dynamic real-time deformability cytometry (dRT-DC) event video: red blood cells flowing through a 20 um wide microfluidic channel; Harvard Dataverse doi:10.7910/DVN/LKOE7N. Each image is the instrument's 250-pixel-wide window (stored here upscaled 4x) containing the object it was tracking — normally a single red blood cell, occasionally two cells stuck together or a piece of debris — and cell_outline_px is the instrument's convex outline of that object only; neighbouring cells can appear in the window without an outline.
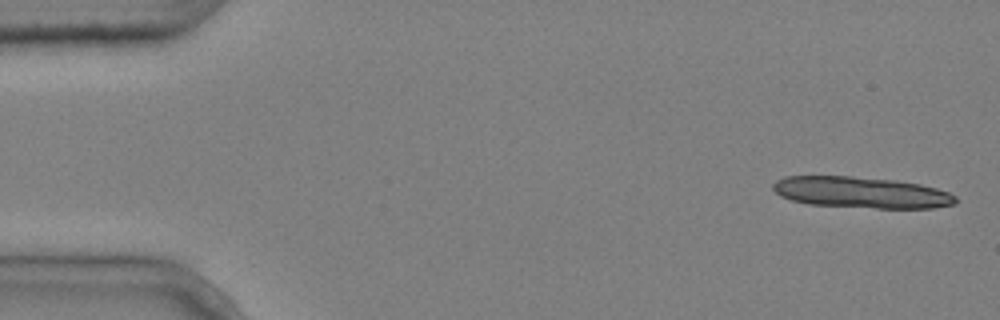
{"species": "common noctule bat (a hibernating species)", "species_latin": "Nyctalus noctula", "temperature_condition": "cold", "stored_images_in_passage": 5, "camera_frame_rate_fps": 3000, "um_per_image_px": 0.085, "animal": {"sex": "male", "body_mass_g": 20.4}, "frame": {"image": 1, "passage_image": 1, "time_ms": 0.0, "image_size_px": [1000, 320], "cell_outline_px": [[956, 204], [932, 208], [876, 208], [808, 204], [792, 200], [780, 196], [772, 188], [772, 184], [776, 180], [784, 176], [852, 176], [896, 180], [920, 184], [936, 188], [948, 192], [956, 196]], "centroid_in_image_um": [73.2, 16.35], "position_along_channel_um": 11.8, "area_um2": 33.35}}
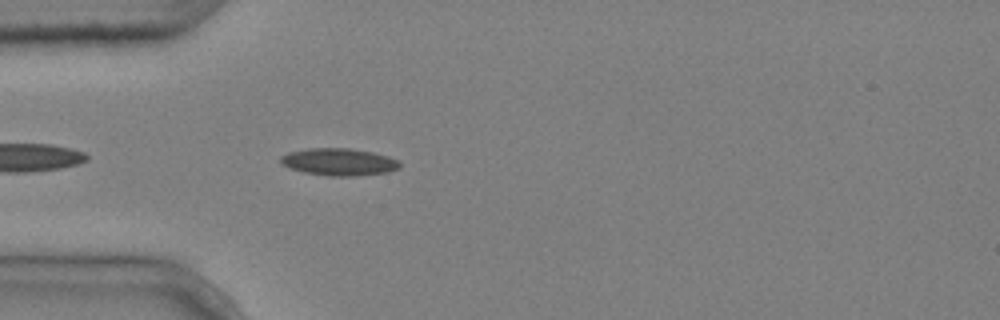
{"frame": {"image": 2, "passage_image": 5, "time_ms": 1.333, "image_size_px": [1000, 320], "cell_outline_px": [[400, 168], [388, 172], [352, 176], [328, 176], [304, 172], [280, 164], [280, 156], [288, 152], [308, 148], [348, 148], [372, 152], [388, 156], [400, 160]], "centroid_in_image_um": [28.81, 13.76], "position_along_channel_um": 56.2, "area_um2": 18.96}}